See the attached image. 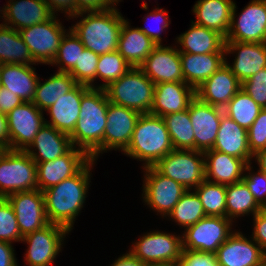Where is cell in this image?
Segmentation results:
<instances>
[{
    "mask_svg": "<svg viewBox=\"0 0 266 266\" xmlns=\"http://www.w3.org/2000/svg\"><path fill=\"white\" fill-rule=\"evenodd\" d=\"M94 163L95 160L91 159L76 175L43 191L49 223L72 230L76 216L84 207L90 184V171Z\"/></svg>",
    "mask_w": 266,
    "mask_h": 266,
    "instance_id": "6da1fadb",
    "label": "cell"
},
{
    "mask_svg": "<svg viewBox=\"0 0 266 266\" xmlns=\"http://www.w3.org/2000/svg\"><path fill=\"white\" fill-rule=\"evenodd\" d=\"M108 104L109 100L104 89L90 88L81 98L79 119L69 135L72 146H78L95 161L98 155L103 153Z\"/></svg>",
    "mask_w": 266,
    "mask_h": 266,
    "instance_id": "7a4b0ae2",
    "label": "cell"
},
{
    "mask_svg": "<svg viewBox=\"0 0 266 266\" xmlns=\"http://www.w3.org/2000/svg\"><path fill=\"white\" fill-rule=\"evenodd\" d=\"M79 16L83 18L71 29L86 49H90L98 55L117 50L121 27L125 19L116 7L79 12L71 18H78Z\"/></svg>",
    "mask_w": 266,
    "mask_h": 266,
    "instance_id": "3957f363",
    "label": "cell"
},
{
    "mask_svg": "<svg viewBox=\"0 0 266 266\" xmlns=\"http://www.w3.org/2000/svg\"><path fill=\"white\" fill-rule=\"evenodd\" d=\"M173 150L163 118L152 114H141L130 144L123 152L130 158L144 161L145 168L154 166Z\"/></svg>",
    "mask_w": 266,
    "mask_h": 266,
    "instance_id": "277c9868",
    "label": "cell"
},
{
    "mask_svg": "<svg viewBox=\"0 0 266 266\" xmlns=\"http://www.w3.org/2000/svg\"><path fill=\"white\" fill-rule=\"evenodd\" d=\"M154 87L155 84L139 67H132L104 90L109 102L141 114H149L153 105Z\"/></svg>",
    "mask_w": 266,
    "mask_h": 266,
    "instance_id": "5b68a950",
    "label": "cell"
},
{
    "mask_svg": "<svg viewBox=\"0 0 266 266\" xmlns=\"http://www.w3.org/2000/svg\"><path fill=\"white\" fill-rule=\"evenodd\" d=\"M37 189L36 162L25 151L7 150L0 159V198Z\"/></svg>",
    "mask_w": 266,
    "mask_h": 266,
    "instance_id": "8992f818",
    "label": "cell"
},
{
    "mask_svg": "<svg viewBox=\"0 0 266 266\" xmlns=\"http://www.w3.org/2000/svg\"><path fill=\"white\" fill-rule=\"evenodd\" d=\"M153 167L186 190L198 187L205 180L204 152L198 150L174 149Z\"/></svg>",
    "mask_w": 266,
    "mask_h": 266,
    "instance_id": "52a82bcc",
    "label": "cell"
},
{
    "mask_svg": "<svg viewBox=\"0 0 266 266\" xmlns=\"http://www.w3.org/2000/svg\"><path fill=\"white\" fill-rule=\"evenodd\" d=\"M56 18L54 15L50 20L18 31L37 64L51 65L58 53L66 29Z\"/></svg>",
    "mask_w": 266,
    "mask_h": 266,
    "instance_id": "ba28073f",
    "label": "cell"
},
{
    "mask_svg": "<svg viewBox=\"0 0 266 266\" xmlns=\"http://www.w3.org/2000/svg\"><path fill=\"white\" fill-rule=\"evenodd\" d=\"M232 222L221 216L202 218L185 229L182 235V249L216 253L218 248L233 234Z\"/></svg>",
    "mask_w": 266,
    "mask_h": 266,
    "instance_id": "9c48e42d",
    "label": "cell"
},
{
    "mask_svg": "<svg viewBox=\"0 0 266 266\" xmlns=\"http://www.w3.org/2000/svg\"><path fill=\"white\" fill-rule=\"evenodd\" d=\"M133 243L129 251L150 266L178 263L182 253V237L152 231Z\"/></svg>",
    "mask_w": 266,
    "mask_h": 266,
    "instance_id": "30bf717a",
    "label": "cell"
},
{
    "mask_svg": "<svg viewBox=\"0 0 266 266\" xmlns=\"http://www.w3.org/2000/svg\"><path fill=\"white\" fill-rule=\"evenodd\" d=\"M143 169V200L152 210L163 217L168 216L187 190L178 182L159 173L153 166Z\"/></svg>",
    "mask_w": 266,
    "mask_h": 266,
    "instance_id": "8fae6325",
    "label": "cell"
},
{
    "mask_svg": "<svg viewBox=\"0 0 266 266\" xmlns=\"http://www.w3.org/2000/svg\"><path fill=\"white\" fill-rule=\"evenodd\" d=\"M70 231L59 224L49 223L42 229L25 235L28 244L25 261L29 266H51L61 251L62 242Z\"/></svg>",
    "mask_w": 266,
    "mask_h": 266,
    "instance_id": "7c38bea8",
    "label": "cell"
},
{
    "mask_svg": "<svg viewBox=\"0 0 266 266\" xmlns=\"http://www.w3.org/2000/svg\"><path fill=\"white\" fill-rule=\"evenodd\" d=\"M235 12L236 4L234 3L230 29L225 41L266 42V0L249 2L239 14L238 19Z\"/></svg>",
    "mask_w": 266,
    "mask_h": 266,
    "instance_id": "4fadbf2b",
    "label": "cell"
},
{
    "mask_svg": "<svg viewBox=\"0 0 266 266\" xmlns=\"http://www.w3.org/2000/svg\"><path fill=\"white\" fill-rule=\"evenodd\" d=\"M10 150L25 151L45 124L43 111L32 102H23L7 115Z\"/></svg>",
    "mask_w": 266,
    "mask_h": 266,
    "instance_id": "5bb4252c",
    "label": "cell"
},
{
    "mask_svg": "<svg viewBox=\"0 0 266 266\" xmlns=\"http://www.w3.org/2000/svg\"><path fill=\"white\" fill-rule=\"evenodd\" d=\"M6 199L11 204L21 235H25L42 229L49 224L45 212L44 194L39 189L16 192Z\"/></svg>",
    "mask_w": 266,
    "mask_h": 266,
    "instance_id": "9a60e30c",
    "label": "cell"
},
{
    "mask_svg": "<svg viewBox=\"0 0 266 266\" xmlns=\"http://www.w3.org/2000/svg\"><path fill=\"white\" fill-rule=\"evenodd\" d=\"M90 160L91 157L84 150L72 147L55 160L36 163L38 189L43 192L76 175Z\"/></svg>",
    "mask_w": 266,
    "mask_h": 266,
    "instance_id": "2e32d148",
    "label": "cell"
},
{
    "mask_svg": "<svg viewBox=\"0 0 266 266\" xmlns=\"http://www.w3.org/2000/svg\"><path fill=\"white\" fill-rule=\"evenodd\" d=\"M141 113L109 102L107 123L103 136V152L124 151L130 144L134 128Z\"/></svg>",
    "mask_w": 266,
    "mask_h": 266,
    "instance_id": "e0dca14e",
    "label": "cell"
},
{
    "mask_svg": "<svg viewBox=\"0 0 266 266\" xmlns=\"http://www.w3.org/2000/svg\"><path fill=\"white\" fill-rule=\"evenodd\" d=\"M188 110L194 130L195 150L205 152L212 149L224 113L223 109L204 103L195 97L189 104Z\"/></svg>",
    "mask_w": 266,
    "mask_h": 266,
    "instance_id": "ac0fdd59",
    "label": "cell"
},
{
    "mask_svg": "<svg viewBox=\"0 0 266 266\" xmlns=\"http://www.w3.org/2000/svg\"><path fill=\"white\" fill-rule=\"evenodd\" d=\"M139 68L154 84L184 82L180 52L176 47L157 45Z\"/></svg>",
    "mask_w": 266,
    "mask_h": 266,
    "instance_id": "d6986e66",
    "label": "cell"
},
{
    "mask_svg": "<svg viewBox=\"0 0 266 266\" xmlns=\"http://www.w3.org/2000/svg\"><path fill=\"white\" fill-rule=\"evenodd\" d=\"M219 266H262L266 253L252 239L241 232H234L216 252Z\"/></svg>",
    "mask_w": 266,
    "mask_h": 266,
    "instance_id": "ffe728a7",
    "label": "cell"
},
{
    "mask_svg": "<svg viewBox=\"0 0 266 266\" xmlns=\"http://www.w3.org/2000/svg\"><path fill=\"white\" fill-rule=\"evenodd\" d=\"M236 51L233 65L225 63L241 83L266 67V42L225 41V54Z\"/></svg>",
    "mask_w": 266,
    "mask_h": 266,
    "instance_id": "44dd1931",
    "label": "cell"
},
{
    "mask_svg": "<svg viewBox=\"0 0 266 266\" xmlns=\"http://www.w3.org/2000/svg\"><path fill=\"white\" fill-rule=\"evenodd\" d=\"M240 89L241 82L225 63L195 89V94L202 102L223 109Z\"/></svg>",
    "mask_w": 266,
    "mask_h": 266,
    "instance_id": "7402d4cb",
    "label": "cell"
},
{
    "mask_svg": "<svg viewBox=\"0 0 266 266\" xmlns=\"http://www.w3.org/2000/svg\"><path fill=\"white\" fill-rule=\"evenodd\" d=\"M195 97V89L185 82L155 84L153 105L149 114L163 117L187 110Z\"/></svg>",
    "mask_w": 266,
    "mask_h": 266,
    "instance_id": "603a6c76",
    "label": "cell"
},
{
    "mask_svg": "<svg viewBox=\"0 0 266 266\" xmlns=\"http://www.w3.org/2000/svg\"><path fill=\"white\" fill-rule=\"evenodd\" d=\"M6 26L17 31L50 20L54 14L44 0H9L2 10Z\"/></svg>",
    "mask_w": 266,
    "mask_h": 266,
    "instance_id": "cb8c5ba5",
    "label": "cell"
},
{
    "mask_svg": "<svg viewBox=\"0 0 266 266\" xmlns=\"http://www.w3.org/2000/svg\"><path fill=\"white\" fill-rule=\"evenodd\" d=\"M204 165L205 179L224 185L241 181L243 172L252 169L242 159L212 149L204 152Z\"/></svg>",
    "mask_w": 266,
    "mask_h": 266,
    "instance_id": "d4e9b609",
    "label": "cell"
},
{
    "mask_svg": "<svg viewBox=\"0 0 266 266\" xmlns=\"http://www.w3.org/2000/svg\"><path fill=\"white\" fill-rule=\"evenodd\" d=\"M89 89V86L77 84L71 91L61 96L45 110L49 112L51 120V122L46 120L45 123L70 135L79 119L81 98Z\"/></svg>",
    "mask_w": 266,
    "mask_h": 266,
    "instance_id": "484cf974",
    "label": "cell"
},
{
    "mask_svg": "<svg viewBox=\"0 0 266 266\" xmlns=\"http://www.w3.org/2000/svg\"><path fill=\"white\" fill-rule=\"evenodd\" d=\"M212 150L242 159L246 164H251L253 158L248 145L247 130L224 113Z\"/></svg>",
    "mask_w": 266,
    "mask_h": 266,
    "instance_id": "4316f807",
    "label": "cell"
},
{
    "mask_svg": "<svg viewBox=\"0 0 266 266\" xmlns=\"http://www.w3.org/2000/svg\"><path fill=\"white\" fill-rule=\"evenodd\" d=\"M33 147H36L35 150ZM72 147L68 134L58 131L51 125L45 123L25 152L36 163H39L55 160L66 154Z\"/></svg>",
    "mask_w": 266,
    "mask_h": 266,
    "instance_id": "83f0119b",
    "label": "cell"
},
{
    "mask_svg": "<svg viewBox=\"0 0 266 266\" xmlns=\"http://www.w3.org/2000/svg\"><path fill=\"white\" fill-rule=\"evenodd\" d=\"M225 53L190 54L180 53L184 82L197 89L225 64Z\"/></svg>",
    "mask_w": 266,
    "mask_h": 266,
    "instance_id": "f1b7e54d",
    "label": "cell"
},
{
    "mask_svg": "<svg viewBox=\"0 0 266 266\" xmlns=\"http://www.w3.org/2000/svg\"><path fill=\"white\" fill-rule=\"evenodd\" d=\"M234 3L232 0H198L193 7L197 18L194 23L215 30L226 38Z\"/></svg>",
    "mask_w": 266,
    "mask_h": 266,
    "instance_id": "f546056e",
    "label": "cell"
},
{
    "mask_svg": "<svg viewBox=\"0 0 266 266\" xmlns=\"http://www.w3.org/2000/svg\"><path fill=\"white\" fill-rule=\"evenodd\" d=\"M177 43L182 46L180 53L208 54L225 53V37L215 30L195 24L177 37Z\"/></svg>",
    "mask_w": 266,
    "mask_h": 266,
    "instance_id": "4dcf8cb0",
    "label": "cell"
},
{
    "mask_svg": "<svg viewBox=\"0 0 266 266\" xmlns=\"http://www.w3.org/2000/svg\"><path fill=\"white\" fill-rule=\"evenodd\" d=\"M0 77L2 87L20 97L23 102L33 101L39 79L33 66L1 64Z\"/></svg>",
    "mask_w": 266,
    "mask_h": 266,
    "instance_id": "1f68e13d",
    "label": "cell"
},
{
    "mask_svg": "<svg viewBox=\"0 0 266 266\" xmlns=\"http://www.w3.org/2000/svg\"><path fill=\"white\" fill-rule=\"evenodd\" d=\"M156 46L138 27L130 28L129 22L123 21L117 51L131 67H139Z\"/></svg>",
    "mask_w": 266,
    "mask_h": 266,
    "instance_id": "d6a6232c",
    "label": "cell"
},
{
    "mask_svg": "<svg viewBox=\"0 0 266 266\" xmlns=\"http://www.w3.org/2000/svg\"><path fill=\"white\" fill-rule=\"evenodd\" d=\"M39 80L32 103L41 111L48 109L61 96L71 91L77 85L75 79L69 73L58 71L44 83H41Z\"/></svg>",
    "mask_w": 266,
    "mask_h": 266,
    "instance_id": "836d02e7",
    "label": "cell"
},
{
    "mask_svg": "<svg viewBox=\"0 0 266 266\" xmlns=\"http://www.w3.org/2000/svg\"><path fill=\"white\" fill-rule=\"evenodd\" d=\"M34 65L36 64L28 46L19 32L9 26L0 24V65Z\"/></svg>",
    "mask_w": 266,
    "mask_h": 266,
    "instance_id": "e575fe53",
    "label": "cell"
},
{
    "mask_svg": "<svg viewBox=\"0 0 266 266\" xmlns=\"http://www.w3.org/2000/svg\"><path fill=\"white\" fill-rule=\"evenodd\" d=\"M262 207L256 202L246 183L241 180L235 184L226 185V218H233L256 213Z\"/></svg>",
    "mask_w": 266,
    "mask_h": 266,
    "instance_id": "d590c367",
    "label": "cell"
},
{
    "mask_svg": "<svg viewBox=\"0 0 266 266\" xmlns=\"http://www.w3.org/2000/svg\"><path fill=\"white\" fill-rule=\"evenodd\" d=\"M174 149L195 150V137L189 110L162 117Z\"/></svg>",
    "mask_w": 266,
    "mask_h": 266,
    "instance_id": "8d00e7d4",
    "label": "cell"
},
{
    "mask_svg": "<svg viewBox=\"0 0 266 266\" xmlns=\"http://www.w3.org/2000/svg\"><path fill=\"white\" fill-rule=\"evenodd\" d=\"M262 108L242 89L223 108L224 114L248 130Z\"/></svg>",
    "mask_w": 266,
    "mask_h": 266,
    "instance_id": "74e56055",
    "label": "cell"
},
{
    "mask_svg": "<svg viewBox=\"0 0 266 266\" xmlns=\"http://www.w3.org/2000/svg\"><path fill=\"white\" fill-rule=\"evenodd\" d=\"M187 190L169 213L171 219L185 229L206 217L201 200L196 192Z\"/></svg>",
    "mask_w": 266,
    "mask_h": 266,
    "instance_id": "f35d334b",
    "label": "cell"
},
{
    "mask_svg": "<svg viewBox=\"0 0 266 266\" xmlns=\"http://www.w3.org/2000/svg\"><path fill=\"white\" fill-rule=\"evenodd\" d=\"M194 191L201 200L206 216L226 217V185L205 179Z\"/></svg>",
    "mask_w": 266,
    "mask_h": 266,
    "instance_id": "ab89813d",
    "label": "cell"
},
{
    "mask_svg": "<svg viewBox=\"0 0 266 266\" xmlns=\"http://www.w3.org/2000/svg\"><path fill=\"white\" fill-rule=\"evenodd\" d=\"M131 65L115 50L99 57L96 78L102 79L105 83L96 88H106L111 82L119 79L131 69Z\"/></svg>",
    "mask_w": 266,
    "mask_h": 266,
    "instance_id": "60d3db41",
    "label": "cell"
},
{
    "mask_svg": "<svg viewBox=\"0 0 266 266\" xmlns=\"http://www.w3.org/2000/svg\"><path fill=\"white\" fill-rule=\"evenodd\" d=\"M84 48L79 37L70 28L62 38L58 53L52 65L59 64L58 66H61L58 67V72L68 73L78 63V58Z\"/></svg>",
    "mask_w": 266,
    "mask_h": 266,
    "instance_id": "b9f144b4",
    "label": "cell"
},
{
    "mask_svg": "<svg viewBox=\"0 0 266 266\" xmlns=\"http://www.w3.org/2000/svg\"><path fill=\"white\" fill-rule=\"evenodd\" d=\"M100 55L95 54L90 49L84 48L78 58V63L68 72L77 84L96 88L93 83L96 80V70Z\"/></svg>",
    "mask_w": 266,
    "mask_h": 266,
    "instance_id": "7bdbcfd3",
    "label": "cell"
},
{
    "mask_svg": "<svg viewBox=\"0 0 266 266\" xmlns=\"http://www.w3.org/2000/svg\"><path fill=\"white\" fill-rule=\"evenodd\" d=\"M22 238L11 204L6 198H0V241L12 244L13 241L19 242Z\"/></svg>",
    "mask_w": 266,
    "mask_h": 266,
    "instance_id": "ee69618b",
    "label": "cell"
},
{
    "mask_svg": "<svg viewBox=\"0 0 266 266\" xmlns=\"http://www.w3.org/2000/svg\"><path fill=\"white\" fill-rule=\"evenodd\" d=\"M245 91L262 109L266 108V67L241 83Z\"/></svg>",
    "mask_w": 266,
    "mask_h": 266,
    "instance_id": "f6af8a7d",
    "label": "cell"
},
{
    "mask_svg": "<svg viewBox=\"0 0 266 266\" xmlns=\"http://www.w3.org/2000/svg\"><path fill=\"white\" fill-rule=\"evenodd\" d=\"M248 132V145L252 154L266 149V108L262 109Z\"/></svg>",
    "mask_w": 266,
    "mask_h": 266,
    "instance_id": "bcb514c9",
    "label": "cell"
},
{
    "mask_svg": "<svg viewBox=\"0 0 266 266\" xmlns=\"http://www.w3.org/2000/svg\"><path fill=\"white\" fill-rule=\"evenodd\" d=\"M181 266H219L216 253L182 250L179 259Z\"/></svg>",
    "mask_w": 266,
    "mask_h": 266,
    "instance_id": "7dc6e473",
    "label": "cell"
},
{
    "mask_svg": "<svg viewBox=\"0 0 266 266\" xmlns=\"http://www.w3.org/2000/svg\"><path fill=\"white\" fill-rule=\"evenodd\" d=\"M248 186L256 202L263 207L266 203V174L261 171L253 174L249 172L248 175H243L242 179Z\"/></svg>",
    "mask_w": 266,
    "mask_h": 266,
    "instance_id": "c3c4849f",
    "label": "cell"
},
{
    "mask_svg": "<svg viewBox=\"0 0 266 266\" xmlns=\"http://www.w3.org/2000/svg\"><path fill=\"white\" fill-rule=\"evenodd\" d=\"M169 14L167 13L166 10L162 9V8H155V11L153 10L151 13H149V15H147V17L145 19H149L150 17L153 18L154 20L157 21V23H160V26L156 29H151L148 27L145 28H141L139 27V29L145 34L147 35L156 45H162V38H161V32L163 31V29L165 30V28L168 27V25H170L169 22ZM149 17V18H148ZM162 23V24H161Z\"/></svg>",
    "mask_w": 266,
    "mask_h": 266,
    "instance_id": "681fc988",
    "label": "cell"
},
{
    "mask_svg": "<svg viewBox=\"0 0 266 266\" xmlns=\"http://www.w3.org/2000/svg\"><path fill=\"white\" fill-rule=\"evenodd\" d=\"M254 228L252 239L262 248L266 253V213L261 210L253 216Z\"/></svg>",
    "mask_w": 266,
    "mask_h": 266,
    "instance_id": "f907efd6",
    "label": "cell"
},
{
    "mask_svg": "<svg viewBox=\"0 0 266 266\" xmlns=\"http://www.w3.org/2000/svg\"><path fill=\"white\" fill-rule=\"evenodd\" d=\"M120 0H75V12L99 11L117 6Z\"/></svg>",
    "mask_w": 266,
    "mask_h": 266,
    "instance_id": "816d5d0a",
    "label": "cell"
},
{
    "mask_svg": "<svg viewBox=\"0 0 266 266\" xmlns=\"http://www.w3.org/2000/svg\"><path fill=\"white\" fill-rule=\"evenodd\" d=\"M23 103L22 99L6 88L0 89V112L8 115L16 106Z\"/></svg>",
    "mask_w": 266,
    "mask_h": 266,
    "instance_id": "f5cc1de1",
    "label": "cell"
},
{
    "mask_svg": "<svg viewBox=\"0 0 266 266\" xmlns=\"http://www.w3.org/2000/svg\"><path fill=\"white\" fill-rule=\"evenodd\" d=\"M49 6L53 14L56 11H64L68 17L76 16L75 12V0H44Z\"/></svg>",
    "mask_w": 266,
    "mask_h": 266,
    "instance_id": "db71d44e",
    "label": "cell"
},
{
    "mask_svg": "<svg viewBox=\"0 0 266 266\" xmlns=\"http://www.w3.org/2000/svg\"><path fill=\"white\" fill-rule=\"evenodd\" d=\"M11 243L0 241V266H18Z\"/></svg>",
    "mask_w": 266,
    "mask_h": 266,
    "instance_id": "11a10c76",
    "label": "cell"
},
{
    "mask_svg": "<svg viewBox=\"0 0 266 266\" xmlns=\"http://www.w3.org/2000/svg\"><path fill=\"white\" fill-rule=\"evenodd\" d=\"M111 266H150L149 264L141 261L133 256L130 252L123 254L117 258Z\"/></svg>",
    "mask_w": 266,
    "mask_h": 266,
    "instance_id": "9f6ffc18",
    "label": "cell"
},
{
    "mask_svg": "<svg viewBox=\"0 0 266 266\" xmlns=\"http://www.w3.org/2000/svg\"><path fill=\"white\" fill-rule=\"evenodd\" d=\"M0 145L10 150V136L7 115L0 112Z\"/></svg>",
    "mask_w": 266,
    "mask_h": 266,
    "instance_id": "6f0895ef",
    "label": "cell"
},
{
    "mask_svg": "<svg viewBox=\"0 0 266 266\" xmlns=\"http://www.w3.org/2000/svg\"><path fill=\"white\" fill-rule=\"evenodd\" d=\"M253 156L255 157L253 159L257 160L256 162L259 165V171L266 174V149L257 151Z\"/></svg>",
    "mask_w": 266,
    "mask_h": 266,
    "instance_id": "680465c9",
    "label": "cell"
},
{
    "mask_svg": "<svg viewBox=\"0 0 266 266\" xmlns=\"http://www.w3.org/2000/svg\"><path fill=\"white\" fill-rule=\"evenodd\" d=\"M7 150H8L7 148L0 145V159L2 158V156L5 154Z\"/></svg>",
    "mask_w": 266,
    "mask_h": 266,
    "instance_id": "91938a15",
    "label": "cell"
},
{
    "mask_svg": "<svg viewBox=\"0 0 266 266\" xmlns=\"http://www.w3.org/2000/svg\"><path fill=\"white\" fill-rule=\"evenodd\" d=\"M155 266H181V265H180L179 262H178V263L163 264V265H155Z\"/></svg>",
    "mask_w": 266,
    "mask_h": 266,
    "instance_id": "94428289",
    "label": "cell"
},
{
    "mask_svg": "<svg viewBox=\"0 0 266 266\" xmlns=\"http://www.w3.org/2000/svg\"><path fill=\"white\" fill-rule=\"evenodd\" d=\"M262 210L266 213V203L263 205Z\"/></svg>",
    "mask_w": 266,
    "mask_h": 266,
    "instance_id": "6125c7cd",
    "label": "cell"
},
{
    "mask_svg": "<svg viewBox=\"0 0 266 266\" xmlns=\"http://www.w3.org/2000/svg\"><path fill=\"white\" fill-rule=\"evenodd\" d=\"M2 88V80H1V77H0V89Z\"/></svg>",
    "mask_w": 266,
    "mask_h": 266,
    "instance_id": "be15d7a7",
    "label": "cell"
}]
</instances>
